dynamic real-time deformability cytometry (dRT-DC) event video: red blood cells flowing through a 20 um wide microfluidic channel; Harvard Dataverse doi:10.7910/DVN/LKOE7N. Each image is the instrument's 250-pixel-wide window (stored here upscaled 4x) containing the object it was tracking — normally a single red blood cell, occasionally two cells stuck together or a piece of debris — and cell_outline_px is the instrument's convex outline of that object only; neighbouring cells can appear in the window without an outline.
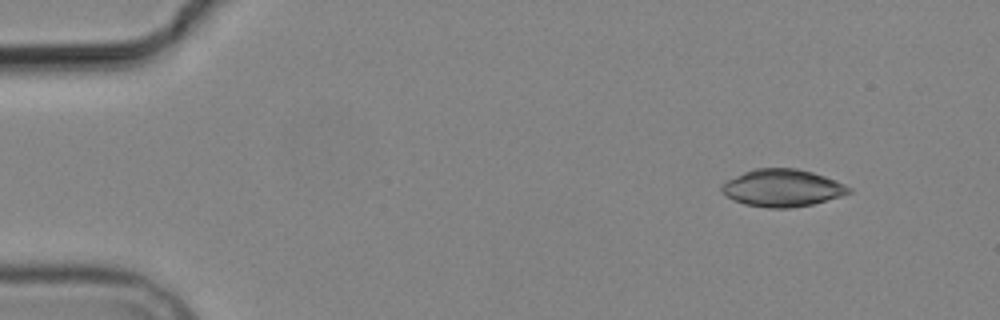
{"species": "common noctule bat (a hibernating species)", "species_latin": "Nyctalus noctula", "temperature_condition": "cold", "stored_images_in_passage": 4, "camera_frame_rate_fps": 3000, "um_per_image_px": 0.085, "animal": {"sex": "male", "body_mass_g": 19.2, "forearm_length_mm": 51.8}, "frame": {"image": 1, "passage_image": 1, "time_ms": 0.0, "image_size_px": [1000, 320], "cell_outline_px": [[852, 192], [840, 196], [812, 204], [792, 208], [768, 208], [744, 204], [728, 196], [720, 188], [728, 180], [744, 172], [756, 168], [796, 168], [812, 172], [824, 176], [844, 184], [852, 188]], "centroid_in_image_um": [66.53, 15.98], "position_along_channel_um": 18.5, "area_um2": 27.28}}
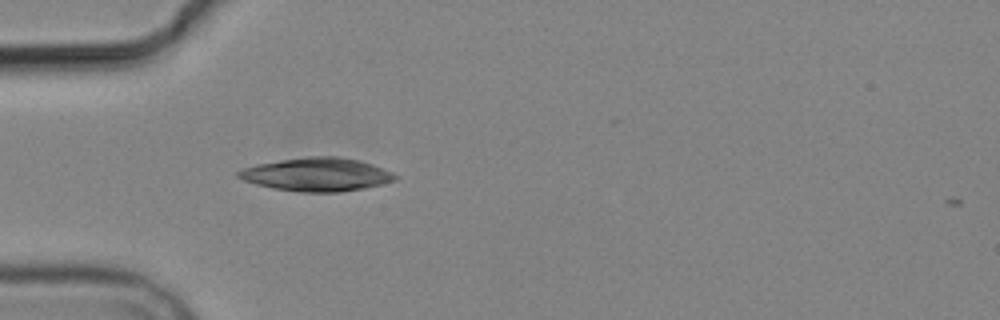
{"frame": {"image": 2, "passage_image": 4, "time_ms": 3.667, "image_size_px": [1000, 320], "cell_outline_px": [[400, 176], [396, 180], [364, 188], [340, 192], [300, 192], [272, 188], [256, 184], [244, 180], [236, 176], [236, 172], [244, 168], [256, 164], [280, 160], [308, 156], [340, 156], [360, 160], [372, 164], [392, 172]], "centroid_in_image_um": [26.94, 14.82], "position_along_channel_um": 58.1, "area_um2": 30.58}}